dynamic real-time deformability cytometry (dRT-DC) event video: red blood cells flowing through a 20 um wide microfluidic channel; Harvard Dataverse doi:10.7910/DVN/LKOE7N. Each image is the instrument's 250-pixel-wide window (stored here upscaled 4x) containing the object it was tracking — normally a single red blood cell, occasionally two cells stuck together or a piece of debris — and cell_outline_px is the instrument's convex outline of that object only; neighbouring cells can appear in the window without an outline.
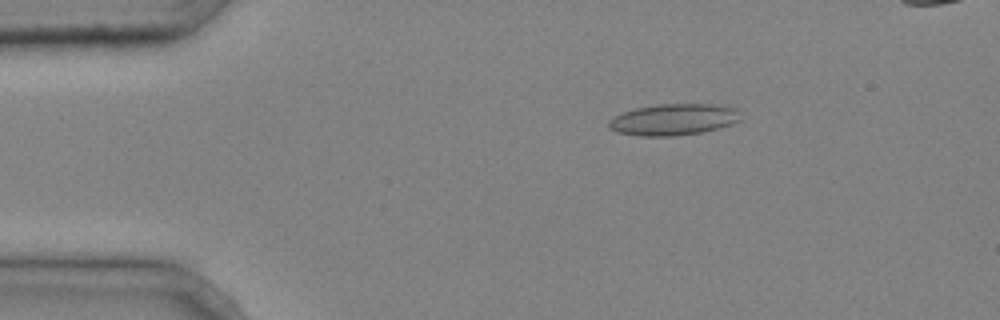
{"species": "common noctule bat (a hibernating species)", "species_latin": "Nyctalus noctula", "temperature_condition": "cold", "stored_images_in_passage": 5, "camera_frame_rate_fps": 3000, "um_per_image_px": 0.085, "animal": {"sex": "male", "body_mass_g": 20.4}, "frame": {"image": 1, "passage_image": 2, "time_ms": 0.333, "image_size_px": [1000, 320], "cell_outline_px": [[740, 120], [732, 124], [700, 132], [676, 136], [640, 136], [616, 132], [608, 128], [608, 120], [612, 116], [636, 108], [660, 104], [728, 104], [736, 108]], "centroid_in_image_um": [57.23, 10.15], "position_along_channel_um": 27.8, "area_um2": 24.28}}